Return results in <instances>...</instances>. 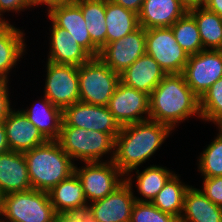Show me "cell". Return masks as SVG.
Returning <instances> with one entry per match:
<instances>
[{
  "label": "cell",
  "mask_w": 222,
  "mask_h": 222,
  "mask_svg": "<svg viewBox=\"0 0 222 222\" xmlns=\"http://www.w3.org/2000/svg\"><path fill=\"white\" fill-rule=\"evenodd\" d=\"M201 192L214 204L222 207V176L204 178Z\"/></svg>",
  "instance_id": "obj_34"
},
{
  "label": "cell",
  "mask_w": 222,
  "mask_h": 222,
  "mask_svg": "<svg viewBox=\"0 0 222 222\" xmlns=\"http://www.w3.org/2000/svg\"><path fill=\"white\" fill-rule=\"evenodd\" d=\"M56 214L48 192L31 189L5 195L0 222H54Z\"/></svg>",
  "instance_id": "obj_6"
},
{
  "label": "cell",
  "mask_w": 222,
  "mask_h": 222,
  "mask_svg": "<svg viewBox=\"0 0 222 222\" xmlns=\"http://www.w3.org/2000/svg\"><path fill=\"white\" fill-rule=\"evenodd\" d=\"M84 165L80 169L75 166L74 173L82 183L86 201L91 203L103 199L125 181L122 177L125 175L113 161L85 162Z\"/></svg>",
  "instance_id": "obj_8"
},
{
  "label": "cell",
  "mask_w": 222,
  "mask_h": 222,
  "mask_svg": "<svg viewBox=\"0 0 222 222\" xmlns=\"http://www.w3.org/2000/svg\"><path fill=\"white\" fill-rule=\"evenodd\" d=\"M3 124L11 151L25 152L47 141L21 110H12Z\"/></svg>",
  "instance_id": "obj_16"
},
{
  "label": "cell",
  "mask_w": 222,
  "mask_h": 222,
  "mask_svg": "<svg viewBox=\"0 0 222 222\" xmlns=\"http://www.w3.org/2000/svg\"><path fill=\"white\" fill-rule=\"evenodd\" d=\"M180 3L186 8V10H190L193 8L204 7L206 0H180Z\"/></svg>",
  "instance_id": "obj_43"
},
{
  "label": "cell",
  "mask_w": 222,
  "mask_h": 222,
  "mask_svg": "<svg viewBox=\"0 0 222 222\" xmlns=\"http://www.w3.org/2000/svg\"><path fill=\"white\" fill-rule=\"evenodd\" d=\"M107 107L120 126L139 123L149 120L150 97L119 82Z\"/></svg>",
  "instance_id": "obj_11"
},
{
  "label": "cell",
  "mask_w": 222,
  "mask_h": 222,
  "mask_svg": "<svg viewBox=\"0 0 222 222\" xmlns=\"http://www.w3.org/2000/svg\"><path fill=\"white\" fill-rule=\"evenodd\" d=\"M188 12L197 23L203 49L222 50V18L205 7L193 8Z\"/></svg>",
  "instance_id": "obj_27"
},
{
  "label": "cell",
  "mask_w": 222,
  "mask_h": 222,
  "mask_svg": "<svg viewBox=\"0 0 222 222\" xmlns=\"http://www.w3.org/2000/svg\"><path fill=\"white\" fill-rule=\"evenodd\" d=\"M54 222H80L74 213H58Z\"/></svg>",
  "instance_id": "obj_42"
},
{
  "label": "cell",
  "mask_w": 222,
  "mask_h": 222,
  "mask_svg": "<svg viewBox=\"0 0 222 222\" xmlns=\"http://www.w3.org/2000/svg\"><path fill=\"white\" fill-rule=\"evenodd\" d=\"M48 194L57 214L74 213L89 204L85 199L82 183L75 173L59 182Z\"/></svg>",
  "instance_id": "obj_23"
},
{
  "label": "cell",
  "mask_w": 222,
  "mask_h": 222,
  "mask_svg": "<svg viewBox=\"0 0 222 222\" xmlns=\"http://www.w3.org/2000/svg\"><path fill=\"white\" fill-rule=\"evenodd\" d=\"M198 169L204 178L222 176V136L217 134L215 140L199 156Z\"/></svg>",
  "instance_id": "obj_31"
},
{
  "label": "cell",
  "mask_w": 222,
  "mask_h": 222,
  "mask_svg": "<svg viewBox=\"0 0 222 222\" xmlns=\"http://www.w3.org/2000/svg\"><path fill=\"white\" fill-rule=\"evenodd\" d=\"M48 17L56 26L70 32L72 37L92 57H98L100 49L91 41L80 7L74 2L58 3L48 9Z\"/></svg>",
  "instance_id": "obj_15"
},
{
  "label": "cell",
  "mask_w": 222,
  "mask_h": 222,
  "mask_svg": "<svg viewBox=\"0 0 222 222\" xmlns=\"http://www.w3.org/2000/svg\"><path fill=\"white\" fill-rule=\"evenodd\" d=\"M106 44L124 38L140 27L138 14L106 0Z\"/></svg>",
  "instance_id": "obj_25"
},
{
  "label": "cell",
  "mask_w": 222,
  "mask_h": 222,
  "mask_svg": "<svg viewBox=\"0 0 222 222\" xmlns=\"http://www.w3.org/2000/svg\"><path fill=\"white\" fill-rule=\"evenodd\" d=\"M182 75L200 99L217 80L222 78V50L207 49L189 55Z\"/></svg>",
  "instance_id": "obj_9"
},
{
  "label": "cell",
  "mask_w": 222,
  "mask_h": 222,
  "mask_svg": "<svg viewBox=\"0 0 222 222\" xmlns=\"http://www.w3.org/2000/svg\"><path fill=\"white\" fill-rule=\"evenodd\" d=\"M146 53V30L139 27L124 38L106 44L99 58L113 71L121 74Z\"/></svg>",
  "instance_id": "obj_13"
},
{
  "label": "cell",
  "mask_w": 222,
  "mask_h": 222,
  "mask_svg": "<svg viewBox=\"0 0 222 222\" xmlns=\"http://www.w3.org/2000/svg\"><path fill=\"white\" fill-rule=\"evenodd\" d=\"M23 153L32 189L48 192L74 173L72 158L63 151L57 140H47Z\"/></svg>",
  "instance_id": "obj_3"
},
{
  "label": "cell",
  "mask_w": 222,
  "mask_h": 222,
  "mask_svg": "<svg viewBox=\"0 0 222 222\" xmlns=\"http://www.w3.org/2000/svg\"><path fill=\"white\" fill-rule=\"evenodd\" d=\"M179 222H222V207L209 200L200 189L190 186L184 195Z\"/></svg>",
  "instance_id": "obj_21"
},
{
  "label": "cell",
  "mask_w": 222,
  "mask_h": 222,
  "mask_svg": "<svg viewBox=\"0 0 222 222\" xmlns=\"http://www.w3.org/2000/svg\"><path fill=\"white\" fill-rule=\"evenodd\" d=\"M80 222H96V218L93 212V209L90 205L81 207L74 212Z\"/></svg>",
  "instance_id": "obj_37"
},
{
  "label": "cell",
  "mask_w": 222,
  "mask_h": 222,
  "mask_svg": "<svg viewBox=\"0 0 222 222\" xmlns=\"http://www.w3.org/2000/svg\"><path fill=\"white\" fill-rule=\"evenodd\" d=\"M201 119L214 122L222 115V78L199 99Z\"/></svg>",
  "instance_id": "obj_32"
},
{
  "label": "cell",
  "mask_w": 222,
  "mask_h": 222,
  "mask_svg": "<svg viewBox=\"0 0 222 222\" xmlns=\"http://www.w3.org/2000/svg\"><path fill=\"white\" fill-rule=\"evenodd\" d=\"M80 102L108 106L120 82V74L110 69L99 57H92L78 67Z\"/></svg>",
  "instance_id": "obj_5"
},
{
  "label": "cell",
  "mask_w": 222,
  "mask_h": 222,
  "mask_svg": "<svg viewBox=\"0 0 222 222\" xmlns=\"http://www.w3.org/2000/svg\"><path fill=\"white\" fill-rule=\"evenodd\" d=\"M189 187L182 184L179 176L174 173L151 203L162 212L179 219L183 212L184 195Z\"/></svg>",
  "instance_id": "obj_28"
},
{
  "label": "cell",
  "mask_w": 222,
  "mask_h": 222,
  "mask_svg": "<svg viewBox=\"0 0 222 222\" xmlns=\"http://www.w3.org/2000/svg\"><path fill=\"white\" fill-rule=\"evenodd\" d=\"M204 7L222 18V0H206Z\"/></svg>",
  "instance_id": "obj_39"
},
{
  "label": "cell",
  "mask_w": 222,
  "mask_h": 222,
  "mask_svg": "<svg viewBox=\"0 0 222 222\" xmlns=\"http://www.w3.org/2000/svg\"><path fill=\"white\" fill-rule=\"evenodd\" d=\"M118 134H107L101 131L86 130L85 128L61 125L60 135L57 139L59 145L72 160L80 159L82 162H101L103 155L108 152L114 157L115 138ZM111 150V151H110Z\"/></svg>",
  "instance_id": "obj_4"
},
{
  "label": "cell",
  "mask_w": 222,
  "mask_h": 222,
  "mask_svg": "<svg viewBox=\"0 0 222 222\" xmlns=\"http://www.w3.org/2000/svg\"><path fill=\"white\" fill-rule=\"evenodd\" d=\"M149 120L163 123L173 130L176 123L189 116L201 118L199 98L187 85L182 74L166 75L151 92Z\"/></svg>",
  "instance_id": "obj_2"
},
{
  "label": "cell",
  "mask_w": 222,
  "mask_h": 222,
  "mask_svg": "<svg viewBox=\"0 0 222 222\" xmlns=\"http://www.w3.org/2000/svg\"><path fill=\"white\" fill-rule=\"evenodd\" d=\"M132 191V177L129 175L112 193L89 204L96 222H130L136 202Z\"/></svg>",
  "instance_id": "obj_14"
},
{
  "label": "cell",
  "mask_w": 222,
  "mask_h": 222,
  "mask_svg": "<svg viewBox=\"0 0 222 222\" xmlns=\"http://www.w3.org/2000/svg\"><path fill=\"white\" fill-rule=\"evenodd\" d=\"M0 189L5 194L32 189L23 152L10 150L0 154Z\"/></svg>",
  "instance_id": "obj_18"
},
{
  "label": "cell",
  "mask_w": 222,
  "mask_h": 222,
  "mask_svg": "<svg viewBox=\"0 0 222 222\" xmlns=\"http://www.w3.org/2000/svg\"><path fill=\"white\" fill-rule=\"evenodd\" d=\"M81 9L91 41L101 50L106 45V0H73Z\"/></svg>",
  "instance_id": "obj_26"
},
{
  "label": "cell",
  "mask_w": 222,
  "mask_h": 222,
  "mask_svg": "<svg viewBox=\"0 0 222 222\" xmlns=\"http://www.w3.org/2000/svg\"><path fill=\"white\" fill-rule=\"evenodd\" d=\"M10 151L3 122L0 123V154Z\"/></svg>",
  "instance_id": "obj_40"
},
{
  "label": "cell",
  "mask_w": 222,
  "mask_h": 222,
  "mask_svg": "<svg viewBox=\"0 0 222 222\" xmlns=\"http://www.w3.org/2000/svg\"><path fill=\"white\" fill-rule=\"evenodd\" d=\"M172 130L152 120L121 126L115 138L113 163L128 176L154 155Z\"/></svg>",
  "instance_id": "obj_1"
},
{
  "label": "cell",
  "mask_w": 222,
  "mask_h": 222,
  "mask_svg": "<svg viewBox=\"0 0 222 222\" xmlns=\"http://www.w3.org/2000/svg\"><path fill=\"white\" fill-rule=\"evenodd\" d=\"M137 190L145 199L137 198V202H152L167 181L174 175L167 168L152 165L143 170L136 171Z\"/></svg>",
  "instance_id": "obj_29"
},
{
  "label": "cell",
  "mask_w": 222,
  "mask_h": 222,
  "mask_svg": "<svg viewBox=\"0 0 222 222\" xmlns=\"http://www.w3.org/2000/svg\"><path fill=\"white\" fill-rule=\"evenodd\" d=\"M213 123L216 124L217 127L219 128L218 135L222 136V115L220 117H218Z\"/></svg>",
  "instance_id": "obj_44"
},
{
  "label": "cell",
  "mask_w": 222,
  "mask_h": 222,
  "mask_svg": "<svg viewBox=\"0 0 222 222\" xmlns=\"http://www.w3.org/2000/svg\"><path fill=\"white\" fill-rule=\"evenodd\" d=\"M112 3L123 6L126 9L134 11L138 14L141 10L144 0H108Z\"/></svg>",
  "instance_id": "obj_38"
},
{
  "label": "cell",
  "mask_w": 222,
  "mask_h": 222,
  "mask_svg": "<svg viewBox=\"0 0 222 222\" xmlns=\"http://www.w3.org/2000/svg\"><path fill=\"white\" fill-rule=\"evenodd\" d=\"M146 54L167 74H182L189 54L177 43L170 27L146 30Z\"/></svg>",
  "instance_id": "obj_7"
},
{
  "label": "cell",
  "mask_w": 222,
  "mask_h": 222,
  "mask_svg": "<svg viewBox=\"0 0 222 222\" xmlns=\"http://www.w3.org/2000/svg\"><path fill=\"white\" fill-rule=\"evenodd\" d=\"M130 222H179L177 217L164 213L151 202H135Z\"/></svg>",
  "instance_id": "obj_33"
},
{
  "label": "cell",
  "mask_w": 222,
  "mask_h": 222,
  "mask_svg": "<svg viewBox=\"0 0 222 222\" xmlns=\"http://www.w3.org/2000/svg\"><path fill=\"white\" fill-rule=\"evenodd\" d=\"M7 83L8 82H0V123L3 122L12 111Z\"/></svg>",
  "instance_id": "obj_36"
},
{
  "label": "cell",
  "mask_w": 222,
  "mask_h": 222,
  "mask_svg": "<svg viewBox=\"0 0 222 222\" xmlns=\"http://www.w3.org/2000/svg\"><path fill=\"white\" fill-rule=\"evenodd\" d=\"M170 28L177 43L189 55L197 54L204 50L197 23L188 11Z\"/></svg>",
  "instance_id": "obj_30"
},
{
  "label": "cell",
  "mask_w": 222,
  "mask_h": 222,
  "mask_svg": "<svg viewBox=\"0 0 222 222\" xmlns=\"http://www.w3.org/2000/svg\"><path fill=\"white\" fill-rule=\"evenodd\" d=\"M43 98L41 106L33 105L21 111L46 140H57L63 122L62 109L53 105L45 96Z\"/></svg>",
  "instance_id": "obj_24"
},
{
  "label": "cell",
  "mask_w": 222,
  "mask_h": 222,
  "mask_svg": "<svg viewBox=\"0 0 222 222\" xmlns=\"http://www.w3.org/2000/svg\"><path fill=\"white\" fill-rule=\"evenodd\" d=\"M73 0H28V4L32 6H38V5H46L48 8L58 4V3H65V2H72Z\"/></svg>",
  "instance_id": "obj_41"
},
{
  "label": "cell",
  "mask_w": 222,
  "mask_h": 222,
  "mask_svg": "<svg viewBox=\"0 0 222 222\" xmlns=\"http://www.w3.org/2000/svg\"><path fill=\"white\" fill-rule=\"evenodd\" d=\"M51 28L49 62L79 67L92 58V56L77 43L70 32L56 26L53 22Z\"/></svg>",
  "instance_id": "obj_19"
},
{
  "label": "cell",
  "mask_w": 222,
  "mask_h": 222,
  "mask_svg": "<svg viewBox=\"0 0 222 222\" xmlns=\"http://www.w3.org/2000/svg\"><path fill=\"white\" fill-rule=\"evenodd\" d=\"M23 36V32L10 23H0V82H8L10 69L22 58L26 47Z\"/></svg>",
  "instance_id": "obj_22"
},
{
  "label": "cell",
  "mask_w": 222,
  "mask_h": 222,
  "mask_svg": "<svg viewBox=\"0 0 222 222\" xmlns=\"http://www.w3.org/2000/svg\"><path fill=\"white\" fill-rule=\"evenodd\" d=\"M44 96L62 110L80 102L78 67L47 61Z\"/></svg>",
  "instance_id": "obj_10"
},
{
  "label": "cell",
  "mask_w": 222,
  "mask_h": 222,
  "mask_svg": "<svg viewBox=\"0 0 222 222\" xmlns=\"http://www.w3.org/2000/svg\"><path fill=\"white\" fill-rule=\"evenodd\" d=\"M5 193L0 189V216L2 214L3 211V207H4V199H5ZM1 218V217H0Z\"/></svg>",
  "instance_id": "obj_45"
},
{
  "label": "cell",
  "mask_w": 222,
  "mask_h": 222,
  "mask_svg": "<svg viewBox=\"0 0 222 222\" xmlns=\"http://www.w3.org/2000/svg\"><path fill=\"white\" fill-rule=\"evenodd\" d=\"M186 12L180 0H144L138 13L139 25L145 30L171 27Z\"/></svg>",
  "instance_id": "obj_20"
},
{
  "label": "cell",
  "mask_w": 222,
  "mask_h": 222,
  "mask_svg": "<svg viewBox=\"0 0 222 222\" xmlns=\"http://www.w3.org/2000/svg\"><path fill=\"white\" fill-rule=\"evenodd\" d=\"M31 6L28 4V0H0V23H7L5 19L1 18L3 14L2 12L6 11H22L27 8H30Z\"/></svg>",
  "instance_id": "obj_35"
},
{
  "label": "cell",
  "mask_w": 222,
  "mask_h": 222,
  "mask_svg": "<svg viewBox=\"0 0 222 222\" xmlns=\"http://www.w3.org/2000/svg\"><path fill=\"white\" fill-rule=\"evenodd\" d=\"M166 75L160 65L145 53L120 74V82L150 95Z\"/></svg>",
  "instance_id": "obj_17"
},
{
  "label": "cell",
  "mask_w": 222,
  "mask_h": 222,
  "mask_svg": "<svg viewBox=\"0 0 222 222\" xmlns=\"http://www.w3.org/2000/svg\"><path fill=\"white\" fill-rule=\"evenodd\" d=\"M62 125L118 134L121 126L115 120L107 106L90 105L77 102L62 110Z\"/></svg>",
  "instance_id": "obj_12"
}]
</instances>
